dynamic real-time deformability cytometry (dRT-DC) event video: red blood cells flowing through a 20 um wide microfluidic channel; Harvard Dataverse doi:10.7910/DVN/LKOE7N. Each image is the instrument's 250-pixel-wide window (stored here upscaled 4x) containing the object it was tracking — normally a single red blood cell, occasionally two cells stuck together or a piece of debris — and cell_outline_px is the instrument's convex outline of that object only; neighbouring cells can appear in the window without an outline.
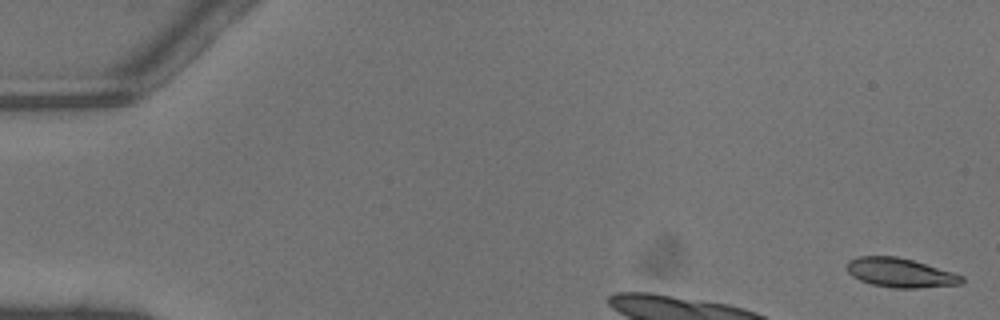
{"species": "common noctule bat (a hibernating species)", "species_latin": "Nyctalus noctula", "temperature_condition": "warm", "stored_images_in_passage": 7, "camera_frame_rate_fps": 3000, "um_per_image_px": 0.085, "animal": {"sex": "male", "body_mass_g": 13.3}, "frame": {"image": 1, "passage_image": 1, "time_ms": 0.0, "image_size_px": [1000, 320], "cell_outline_px": [[964, 280], [960, 284], [916, 288], [896, 288], [872, 284], [860, 280], [852, 276], [848, 272], [844, 264], [848, 260], [856, 256], [896, 256], [912, 260], [952, 272], [964, 276]], "centroid_in_image_um": [76.47, 23.17], "position_along_channel_um": 8.5, "area_um2": 19.54}}